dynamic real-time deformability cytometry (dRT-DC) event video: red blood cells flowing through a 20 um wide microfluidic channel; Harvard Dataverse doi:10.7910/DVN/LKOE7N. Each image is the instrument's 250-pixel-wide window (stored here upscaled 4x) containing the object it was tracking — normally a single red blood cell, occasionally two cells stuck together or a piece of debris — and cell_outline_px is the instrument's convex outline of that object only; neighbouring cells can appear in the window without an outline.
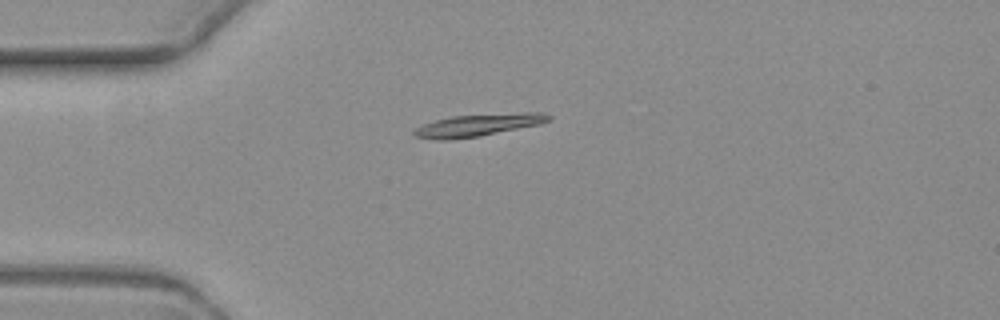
{"species": "common noctule bat (a hibernating species)", "species_latin": "Nyctalus noctula", "temperature_condition": "warm", "stored_images_in_passage": 1, "camera_frame_rate_fps": 3000, "um_per_image_px": 0.085, "animal": {"sex": "female", "body_mass_g": 19.3, "forearm_length_mm": 54.1}, "frame": {"image": 1, "passage_image": 1, "time_ms": 0.0, "image_size_px": [1000, 320], "cell_outline_px": [[552, 116], [548, 120], [540, 124], [480, 136], [444, 140], [440, 140], [416, 136], [412, 132], [416, 128], [424, 124], [436, 120], [452, 116], [524, 112], [540, 112]], "centroid_in_image_um": [40.66, 10.62], "position_along_channel_um": 44.3, "area_um2": 17.17}}